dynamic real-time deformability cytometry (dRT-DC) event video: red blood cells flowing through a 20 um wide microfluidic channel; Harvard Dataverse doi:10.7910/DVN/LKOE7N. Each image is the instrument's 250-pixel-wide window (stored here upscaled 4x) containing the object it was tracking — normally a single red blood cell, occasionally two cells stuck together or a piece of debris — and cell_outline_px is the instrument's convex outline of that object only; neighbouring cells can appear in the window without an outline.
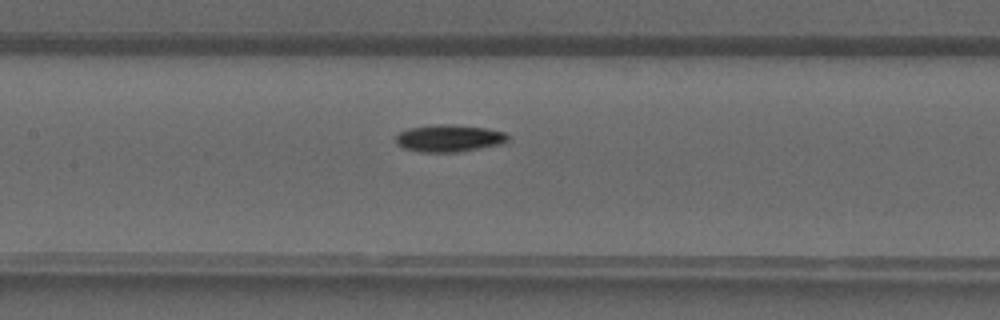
{"species": "common noctule bat (a hibernating species)", "species_latin": "Nyctalus noctula", "temperature_condition": "warm", "stored_images_in_passage": 38, "camera_frame_rate_fps": 3000, "um_per_image_px": 0.085, "animal": {"sex": "male", "forearm_length_mm": 52.5}, "frame": {"image": 1, "passage_image": 17, "time_ms": 5.333, "image_size_px": [1000, 320], "cell_outline_px": [[508, 140], [504, 144], [456, 152], [420, 152], [404, 148], [396, 144], [396, 136], [400, 132], [408, 128], [436, 124], [448, 124], [484, 128], [504, 132], [508, 136]], "centroid_in_image_um": [38.16, 11.75], "position_along_channel_um": 169.2, "area_um2": 17.69}}
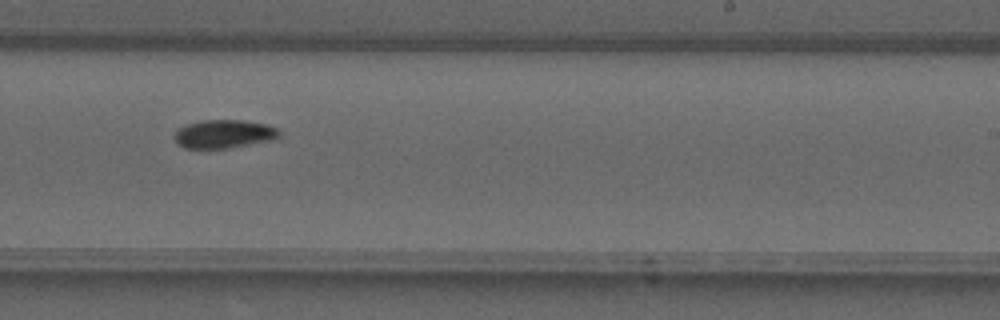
{"frame": {"image": 2, "passage_image": 23, "time_ms": 7.333, "image_size_px": [1000, 320], "cell_outline_px": [[280, 136], [276, 140], [228, 148], [184, 148], [176, 144], [172, 136], [176, 128], [188, 124], [204, 120], [244, 120], [268, 124], [276, 128], [280, 132]], "centroid_in_image_um": [19.02, 11.39], "position_along_channel_um": 270.0, "area_um2": 17.74}}
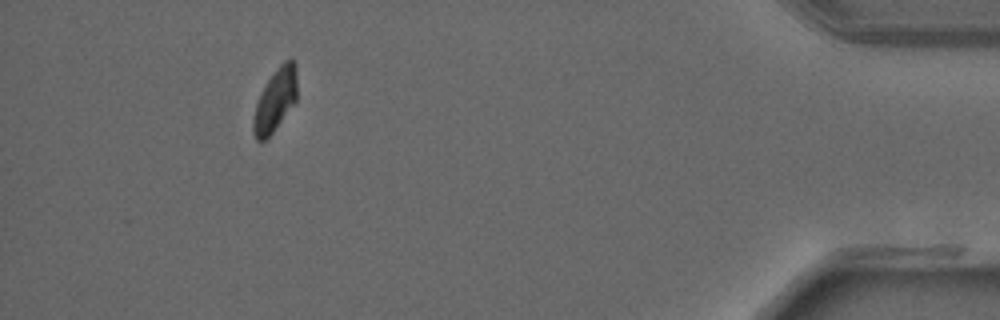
{"frame": {"image": 3, "passage_image": 35, "time_ms": 11.333, "image_size_px": [1000, 320], "cell_outline_px": [[296, 100], [272, 132], [264, 140], [256, 140], [252, 132], [252, 120], [256, 104], [260, 92], [276, 68], [284, 60], [292, 60], [296, 64]], "centroid_in_image_um": [23.37, 8.49], "position_along_channel_um": 411.8, "area_um2": 15.72}}